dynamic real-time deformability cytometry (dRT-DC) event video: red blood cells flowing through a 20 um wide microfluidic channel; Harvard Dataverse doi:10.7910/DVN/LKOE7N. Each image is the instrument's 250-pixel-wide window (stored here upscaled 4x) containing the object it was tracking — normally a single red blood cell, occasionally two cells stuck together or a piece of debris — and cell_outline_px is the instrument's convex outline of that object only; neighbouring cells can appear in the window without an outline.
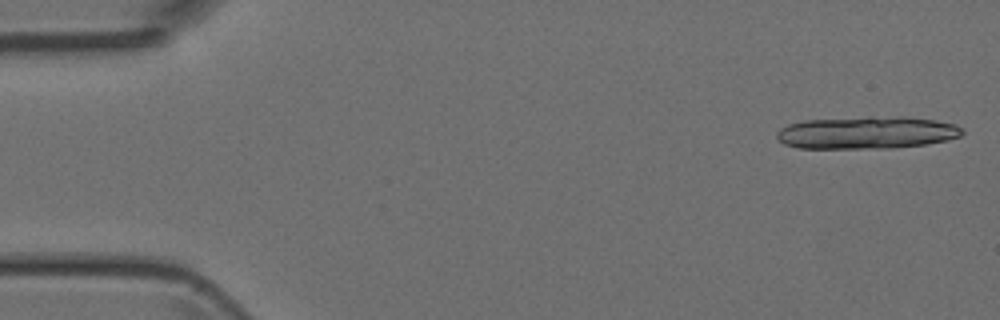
{"species": "Egyptian fruit bat (a non-hibernating species)", "species_latin": "Rousettus aegyptiacus", "temperature_condition": "room temperature", "stored_images_in_passage": 4, "camera_frame_rate_fps": 3000, "um_per_image_px": 0.085, "animal": {"sex": "female"}, "frame": {"image": 1, "passage_image": 1, "time_ms": 0.0, "image_size_px": [1000, 320], "cell_outline_px": [[964, 132], [960, 136], [948, 140], [928, 144], [892, 148], [796, 148], [784, 144], [776, 136], [776, 132], [780, 128], [788, 124], [804, 120], [868, 116], [904, 116], [936, 120], [956, 124]], "centroid_in_image_um": [73.68, 11.26], "position_along_channel_um": 11.3, "area_um2": 35.55}}
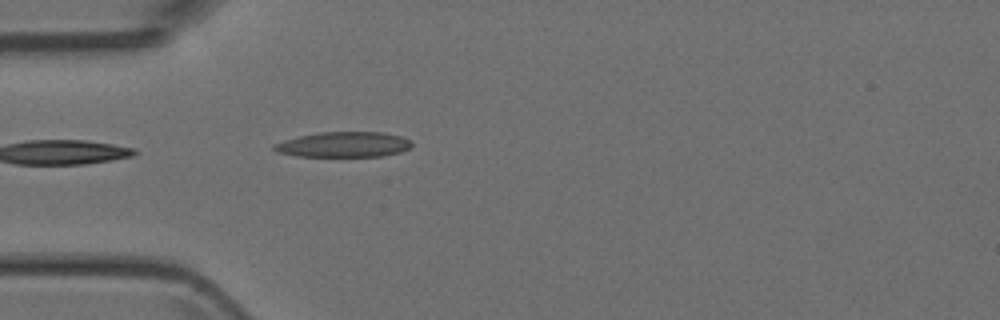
{"frame": {"image": 2, "passage_image": 4, "time_ms": 4.333, "image_size_px": [1000, 320], "cell_outline_px": [[412, 144], [408, 148], [400, 152], [384, 156], [296, 156], [276, 152], [272, 148], [272, 144], [284, 140], [300, 136], [320, 132], [384, 132], [404, 136], [412, 140]], "centroid_in_image_um": [29.23, 12.28], "position_along_channel_um": 55.8, "area_um2": 20.46}}